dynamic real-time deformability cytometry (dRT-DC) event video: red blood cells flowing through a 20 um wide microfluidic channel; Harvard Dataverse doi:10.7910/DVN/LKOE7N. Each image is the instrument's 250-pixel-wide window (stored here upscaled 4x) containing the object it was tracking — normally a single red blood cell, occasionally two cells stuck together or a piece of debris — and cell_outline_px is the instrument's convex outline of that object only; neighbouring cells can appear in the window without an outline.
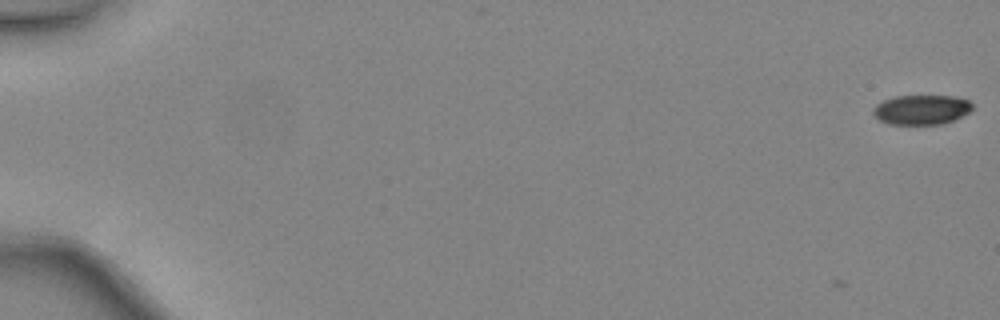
{"species": "common noctule bat (a hibernating species)", "species_latin": "Nyctalus noctula", "temperature_condition": "warm", "stored_images_in_passage": 6, "camera_frame_rate_fps": 3000, "um_per_image_px": 0.085, "animal": {"sex": "female", "body_mass_g": 24.6, "forearm_length_mm": 56.2}, "frame": {"image": 1, "passage_image": 1, "time_ms": 0.0, "image_size_px": [1000, 320], "cell_outline_px": [[972, 108], [968, 112], [944, 124], [888, 124], [880, 120], [872, 112], [872, 108], [876, 104], [884, 100], [896, 96], [952, 96], [968, 100], [972, 104]], "centroid_in_image_um": [78.29, 9.32], "position_along_channel_um": 6.7, "area_um2": 16.99}}